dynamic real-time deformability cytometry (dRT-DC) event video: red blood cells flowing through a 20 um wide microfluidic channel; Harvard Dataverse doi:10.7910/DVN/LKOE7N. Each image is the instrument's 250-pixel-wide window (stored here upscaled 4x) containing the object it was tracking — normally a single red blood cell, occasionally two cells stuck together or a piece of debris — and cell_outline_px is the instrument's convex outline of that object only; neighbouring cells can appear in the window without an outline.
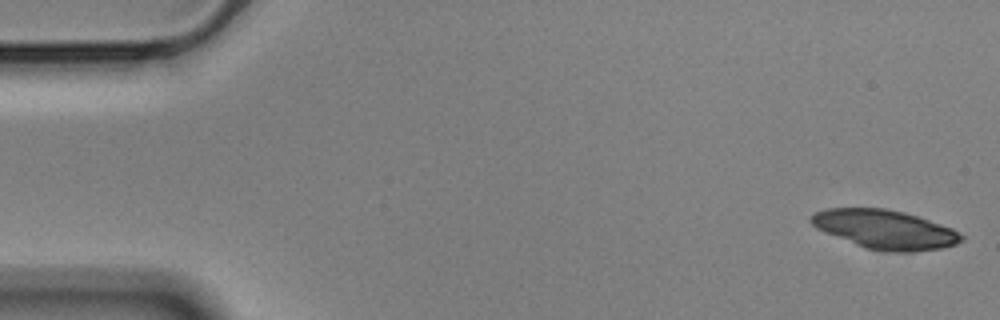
{"species": "Egyptian fruit bat (a non-hibernating species)", "species_latin": "Rousettus aegyptiacus", "temperature_condition": "cold", "stored_images_in_passage": 36, "camera_frame_rate_fps": 3000, "um_per_image_px": 0.085, "animal": {"sex": "male"}, "frame": {"image": 1, "passage_image": 1, "time_ms": 0.0, "image_size_px": [1000, 320], "cell_outline_px": [[964, 240], [956, 244], [940, 248], [912, 252], [884, 252], [864, 248], [824, 232], [816, 228], [808, 220], [816, 212], [824, 208], [884, 208], [904, 212], [952, 228], [964, 236]], "centroid_in_image_um": [75.2, 19.51], "position_along_channel_um": 9.8, "area_um2": 34.16}}
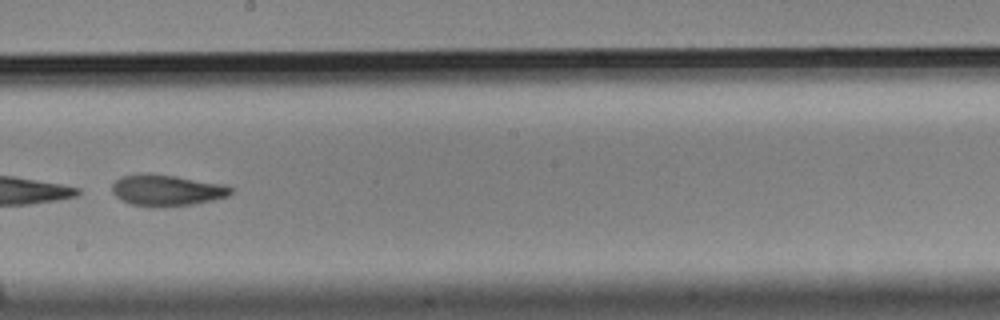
{"frame": {"image": 2, "passage_image": 31, "time_ms": 10.0, "image_size_px": [1000, 320], "cell_outline_px": [[232, 192], [228, 196], [212, 200], [192, 204], [164, 208], [152, 208], [132, 204], [120, 200], [112, 192], [112, 184], [120, 176], [176, 176], [224, 184], [232, 188]], "centroid_in_image_um": [14.19, 16.23], "position_along_channel_um": 234.0, "area_um2": 21.21}}